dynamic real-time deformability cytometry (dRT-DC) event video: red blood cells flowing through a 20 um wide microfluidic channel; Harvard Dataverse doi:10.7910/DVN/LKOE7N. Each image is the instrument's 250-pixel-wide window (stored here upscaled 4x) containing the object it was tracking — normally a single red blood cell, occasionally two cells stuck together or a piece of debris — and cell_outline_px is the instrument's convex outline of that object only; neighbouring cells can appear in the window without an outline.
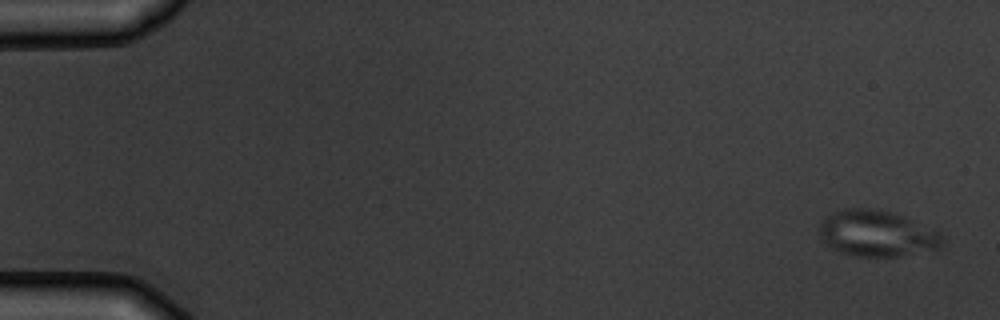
{"species": "common noctule bat (a hibernating species)", "species_latin": "Nyctalus noctula", "temperature_condition": "warm", "stored_images_in_passage": 6, "camera_frame_rate_fps": 3000, "um_per_image_px": 0.085, "animal": {"sex": "male", "body_mass_g": 19.5, "forearm_length_mm": 54.6}, "frame": {"image": 1, "passage_image": 1, "time_ms": 0.0, "image_size_px": [1000, 320], "cell_outline_px": [[944, 240], [940, 248], [900, 256], [852, 256], [840, 252], [828, 244], [820, 236], [820, 220], [844, 208], [876, 208], [904, 216], [944, 236]], "centroid_in_image_um": [74.53, 19.85], "position_along_channel_um": 10.5, "area_um2": 32.66}}